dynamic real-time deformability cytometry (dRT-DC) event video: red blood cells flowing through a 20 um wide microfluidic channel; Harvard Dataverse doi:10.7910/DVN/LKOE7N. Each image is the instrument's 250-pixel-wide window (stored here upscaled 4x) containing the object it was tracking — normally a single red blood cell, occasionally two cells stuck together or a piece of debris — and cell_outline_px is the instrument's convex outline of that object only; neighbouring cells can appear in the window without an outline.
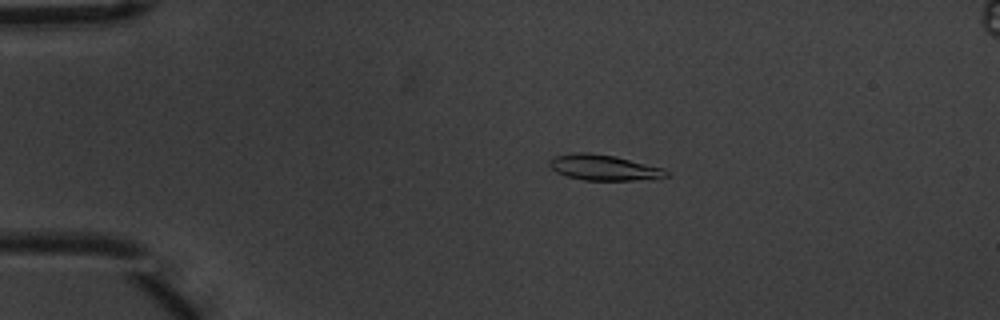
{"species": "common noctule bat (a hibernating species)", "species_latin": "Nyctalus noctula", "temperature_condition": "warm", "stored_images_in_passage": 45, "camera_frame_rate_fps": 3000, "um_per_image_px": 0.085, "animal": {"sex": "male", "body_mass_g": 20.1, "forearm_length_mm": 53.5}, "frame": {"image": 1, "passage_image": 2, "time_ms": 0.333, "image_size_px": [1000, 320], "cell_outline_px": [[668, 176], [632, 180], [584, 180], [568, 176], [556, 172], [548, 164], [548, 160], [556, 156], [576, 152], [588, 152], [616, 156], [664, 168], [668, 172]], "centroid_in_image_um": [51.3, 14.23], "position_along_channel_um": 33.7, "area_um2": 17.28}}
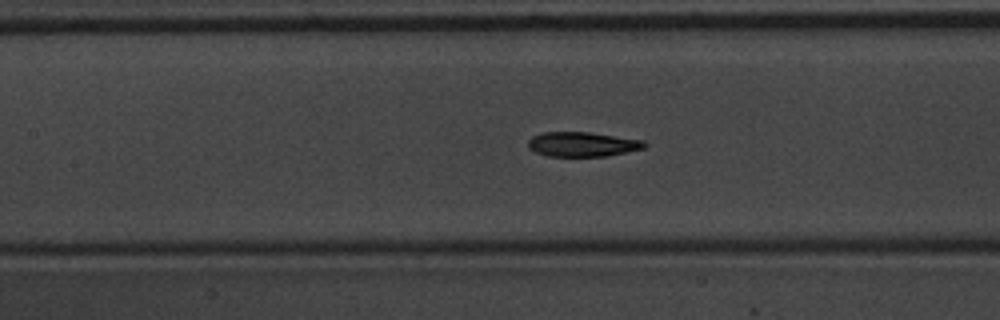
{"frame": {"image": 2, "passage_image": 16, "time_ms": 5.0, "image_size_px": [1000, 320], "cell_outline_px": [[648, 144], [644, 148], [608, 156], [548, 156], [536, 152], [528, 148], [528, 140], [532, 136], [544, 132], [588, 132], [644, 140]], "centroid_in_image_um": [49.51, 12.26], "position_along_channel_um": 157.9, "area_um2": 16.7}}
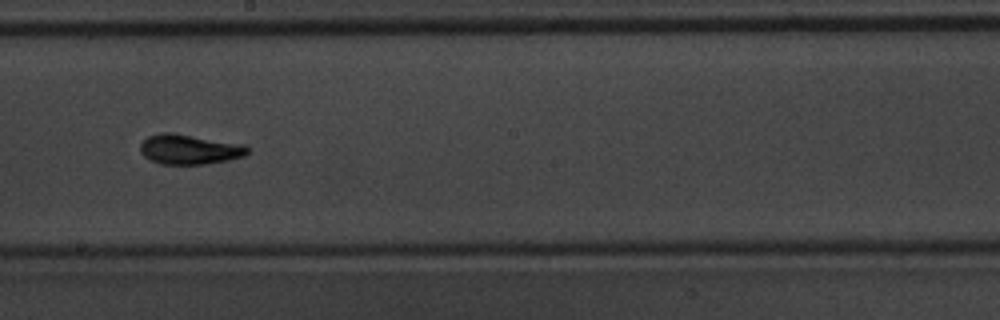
{"frame": {"image": 3, "passage_image": 22, "time_ms": 7.0, "image_size_px": [1000, 320], "cell_outline_px": [[248, 152], [244, 156], [228, 160], [204, 164], [164, 164], [152, 160], [144, 156], [140, 152], [140, 144], [148, 136], [188, 136], [244, 144], [248, 148]], "centroid_in_image_um": [16.15, 12.75], "position_along_channel_um": 232.0, "area_um2": 17.57}, "authors_computed_cell_mechanics": {"area_um2": 16.9354, "velocity_mm_per_s": 3.7238, "shape_relaxation_time_tau1_ms": 3.846, "shape_relaxation_time_tau2_ms": 1.8615, "deformation_change_tau1": 0.1508, "deformation_change_tau2": 0.0684}}